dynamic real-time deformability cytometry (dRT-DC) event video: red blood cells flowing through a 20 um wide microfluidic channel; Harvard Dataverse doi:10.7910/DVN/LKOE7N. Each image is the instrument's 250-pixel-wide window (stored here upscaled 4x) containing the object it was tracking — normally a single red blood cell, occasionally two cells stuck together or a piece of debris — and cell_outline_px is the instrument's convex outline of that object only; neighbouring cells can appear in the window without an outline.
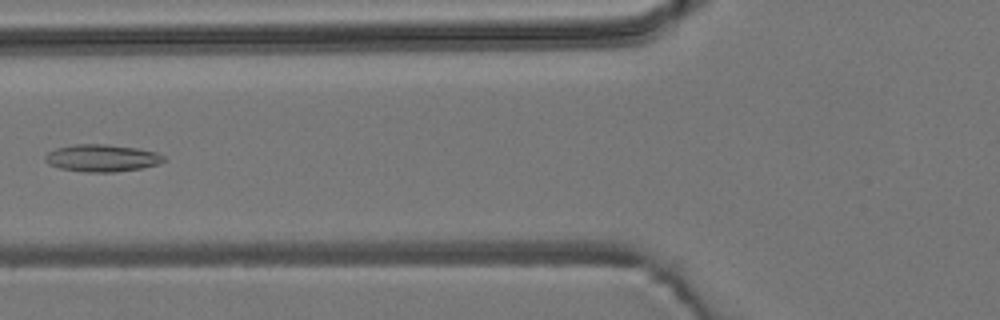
{"species": "common noctule bat (a hibernating species)", "species_latin": "Nyctalus noctula", "temperature_condition": "room temperature", "stored_images_in_passage": 5, "camera_frame_rate_fps": 3000, "um_per_image_px": 0.085, "animal": {"sex": "male", "body_mass_g": 19.2, "forearm_length_mm": 51.8}, "frame": {"image": 1, "passage_image": 5, "time_ms": 4.667, "image_size_px": [1000, 320], "cell_outline_px": [[168, 160], [160, 164], [140, 168], [116, 172], [84, 172], [60, 168], [48, 164], [44, 160], [44, 156], [48, 152], [56, 148], [72, 144], [104, 144], [136, 148], [156, 152], [164, 156]], "centroid_in_image_um": [8.66, 13.43], "position_along_channel_um": 117.1, "area_um2": 18.96}}